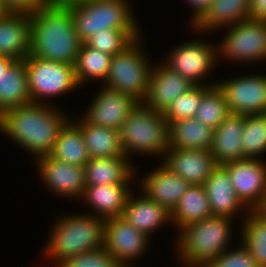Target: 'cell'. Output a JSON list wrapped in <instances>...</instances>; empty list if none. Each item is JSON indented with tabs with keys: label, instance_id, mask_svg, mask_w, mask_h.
Instances as JSON below:
<instances>
[{
	"label": "cell",
	"instance_id": "obj_16",
	"mask_svg": "<svg viewBox=\"0 0 266 267\" xmlns=\"http://www.w3.org/2000/svg\"><path fill=\"white\" fill-rule=\"evenodd\" d=\"M163 163L190 185H204L218 166L210 150L168 148Z\"/></svg>",
	"mask_w": 266,
	"mask_h": 267
},
{
	"label": "cell",
	"instance_id": "obj_7",
	"mask_svg": "<svg viewBox=\"0 0 266 267\" xmlns=\"http://www.w3.org/2000/svg\"><path fill=\"white\" fill-rule=\"evenodd\" d=\"M136 38L124 50L112 56L110 69L103 86L134 97L140 103L149 90L151 71L154 66ZM142 48V49H141Z\"/></svg>",
	"mask_w": 266,
	"mask_h": 267
},
{
	"label": "cell",
	"instance_id": "obj_15",
	"mask_svg": "<svg viewBox=\"0 0 266 267\" xmlns=\"http://www.w3.org/2000/svg\"><path fill=\"white\" fill-rule=\"evenodd\" d=\"M103 87L83 117L91 124L119 131L140 102L132 96Z\"/></svg>",
	"mask_w": 266,
	"mask_h": 267
},
{
	"label": "cell",
	"instance_id": "obj_35",
	"mask_svg": "<svg viewBox=\"0 0 266 267\" xmlns=\"http://www.w3.org/2000/svg\"><path fill=\"white\" fill-rule=\"evenodd\" d=\"M140 30L105 29L95 33L84 42L89 47L114 56L124 50L136 38H140Z\"/></svg>",
	"mask_w": 266,
	"mask_h": 267
},
{
	"label": "cell",
	"instance_id": "obj_17",
	"mask_svg": "<svg viewBox=\"0 0 266 267\" xmlns=\"http://www.w3.org/2000/svg\"><path fill=\"white\" fill-rule=\"evenodd\" d=\"M194 86L190 80L170 70L163 62L152 68L149 90L142 103L148 108L164 113L179 95Z\"/></svg>",
	"mask_w": 266,
	"mask_h": 267
},
{
	"label": "cell",
	"instance_id": "obj_37",
	"mask_svg": "<svg viewBox=\"0 0 266 267\" xmlns=\"http://www.w3.org/2000/svg\"><path fill=\"white\" fill-rule=\"evenodd\" d=\"M57 267H121V263L102 247L98 250L71 256Z\"/></svg>",
	"mask_w": 266,
	"mask_h": 267
},
{
	"label": "cell",
	"instance_id": "obj_3",
	"mask_svg": "<svg viewBox=\"0 0 266 267\" xmlns=\"http://www.w3.org/2000/svg\"><path fill=\"white\" fill-rule=\"evenodd\" d=\"M55 221L43 251L47 259L56 261L55 267L71 256L104 247L105 219L82 213Z\"/></svg>",
	"mask_w": 266,
	"mask_h": 267
},
{
	"label": "cell",
	"instance_id": "obj_6",
	"mask_svg": "<svg viewBox=\"0 0 266 267\" xmlns=\"http://www.w3.org/2000/svg\"><path fill=\"white\" fill-rule=\"evenodd\" d=\"M129 4L126 0H84L67 7L84 43L100 30H139Z\"/></svg>",
	"mask_w": 266,
	"mask_h": 267
},
{
	"label": "cell",
	"instance_id": "obj_10",
	"mask_svg": "<svg viewBox=\"0 0 266 267\" xmlns=\"http://www.w3.org/2000/svg\"><path fill=\"white\" fill-rule=\"evenodd\" d=\"M183 43L171 51L164 65L193 84L204 85L202 79H206L218 61L217 47L199 39Z\"/></svg>",
	"mask_w": 266,
	"mask_h": 267
},
{
	"label": "cell",
	"instance_id": "obj_25",
	"mask_svg": "<svg viewBox=\"0 0 266 267\" xmlns=\"http://www.w3.org/2000/svg\"><path fill=\"white\" fill-rule=\"evenodd\" d=\"M130 163L127 156L90 158L84 167L86 186L131 183L136 171Z\"/></svg>",
	"mask_w": 266,
	"mask_h": 267
},
{
	"label": "cell",
	"instance_id": "obj_13",
	"mask_svg": "<svg viewBox=\"0 0 266 267\" xmlns=\"http://www.w3.org/2000/svg\"><path fill=\"white\" fill-rule=\"evenodd\" d=\"M39 177L52 192L68 199H82L86 187L85 168L56 160L49 155L35 158Z\"/></svg>",
	"mask_w": 266,
	"mask_h": 267
},
{
	"label": "cell",
	"instance_id": "obj_31",
	"mask_svg": "<svg viewBox=\"0 0 266 267\" xmlns=\"http://www.w3.org/2000/svg\"><path fill=\"white\" fill-rule=\"evenodd\" d=\"M242 240L259 267H266V218L257 210L244 214Z\"/></svg>",
	"mask_w": 266,
	"mask_h": 267
},
{
	"label": "cell",
	"instance_id": "obj_21",
	"mask_svg": "<svg viewBox=\"0 0 266 267\" xmlns=\"http://www.w3.org/2000/svg\"><path fill=\"white\" fill-rule=\"evenodd\" d=\"M244 115L229 114L213 132L210 153L218 165L243 159Z\"/></svg>",
	"mask_w": 266,
	"mask_h": 267
},
{
	"label": "cell",
	"instance_id": "obj_34",
	"mask_svg": "<svg viewBox=\"0 0 266 267\" xmlns=\"http://www.w3.org/2000/svg\"><path fill=\"white\" fill-rule=\"evenodd\" d=\"M243 159H258L266 151V113L244 115Z\"/></svg>",
	"mask_w": 266,
	"mask_h": 267
},
{
	"label": "cell",
	"instance_id": "obj_19",
	"mask_svg": "<svg viewBox=\"0 0 266 267\" xmlns=\"http://www.w3.org/2000/svg\"><path fill=\"white\" fill-rule=\"evenodd\" d=\"M252 0H212L209 8L194 23L193 31L205 32L232 26L252 17ZM196 29V30H195Z\"/></svg>",
	"mask_w": 266,
	"mask_h": 267
},
{
	"label": "cell",
	"instance_id": "obj_36",
	"mask_svg": "<svg viewBox=\"0 0 266 267\" xmlns=\"http://www.w3.org/2000/svg\"><path fill=\"white\" fill-rule=\"evenodd\" d=\"M202 100V85H195L179 95L163 113L168 124L184 118H194Z\"/></svg>",
	"mask_w": 266,
	"mask_h": 267
},
{
	"label": "cell",
	"instance_id": "obj_46",
	"mask_svg": "<svg viewBox=\"0 0 266 267\" xmlns=\"http://www.w3.org/2000/svg\"><path fill=\"white\" fill-rule=\"evenodd\" d=\"M130 265L132 266V264H121V267H131Z\"/></svg>",
	"mask_w": 266,
	"mask_h": 267
},
{
	"label": "cell",
	"instance_id": "obj_44",
	"mask_svg": "<svg viewBox=\"0 0 266 267\" xmlns=\"http://www.w3.org/2000/svg\"><path fill=\"white\" fill-rule=\"evenodd\" d=\"M10 13L7 11V8L4 4V0H0V18L8 16Z\"/></svg>",
	"mask_w": 266,
	"mask_h": 267
},
{
	"label": "cell",
	"instance_id": "obj_40",
	"mask_svg": "<svg viewBox=\"0 0 266 267\" xmlns=\"http://www.w3.org/2000/svg\"><path fill=\"white\" fill-rule=\"evenodd\" d=\"M190 4L193 8V13L191 18V22L189 24H194L203 14L204 12L209 8L210 4L212 3V0H185Z\"/></svg>",
	"mask_w": 266,
	"mask_h": 267
},
{
	"label": "cell",
	"instance_id": "obj_45",
	"mask_svg": "<svg viewBox=\"0 0 266 267\" xmlns=\"http://www.w3.org/2000/svg\"><path fill=\"white\" fill-rule=\"evenodd\" d=\"M257 211L266 218V197L264 198L261 206L257 209Z\"/></svg>",
	"mask_w": 266,
	"mask_h": 267
},
{
	"label": "cell",
	"instance_id": "obj_29",
	"mask_svg": "<svg viewBox=\"0 0 266 267\" xmlns=\"http://www.w3.org/2000/svg\"><path fill=\"white\" fill-rule=\"evenodd\" d=\"M213 216L203 185H190L171 212V223L181 228ZM175 222V223H174Z\"/></svg>",
	"mask_w": 266,
	"mask_h": 267
},
{
	"label": "cell",
	"instance_id": "obj_2",
	"mask_svg": "<svg viewBox=\"0 0 266 267\" xmlns=\"http://www.w3.org/2000/svg\"><path fill=\"white\" fill-rule=\"evenodd\" d=\"M82 44L68 7L44 5L31 16L29 55L74 65Z\"/></svg>",
	"mask_w": 266,
	"mask_h": 267
},
{
	"label": "cell",
	"instance_id": "obj_23",
	"mask_svg": "<svg viewBox=\"0 0 266 267\" xmlns=\"http://www.w3.org/2000/svg\"><path fill=\"white\" fill-rule=\"evenodd\" d=\"M31 16L9 14L0 18V54L24 60L30 52Z\"/></svg>",
	"mask_w": 266,
	"mask_h": 267
},
{
	"label": "cell",
	"instance_id": "obj_9",
	"mask_svg": "<svg viewBox=\"0 0 266 267\" xmlns=\"http://www.w3.org/2000/svg\"><path fill=\"white\" fill-rule=\"evenodd\" d=\"M227 29L228 33L217 47L219 59L224 57L241 63L266 60V20L251 17Z\"/></svg>",
	"mask_w": 266,
	"mask_h": 267
},
{
	"label": "cell",
	"instance_id": "obj_14",
	"mask_svg": "<svg viewBox=\"0 0 266 267\" xmlns=\"http://www.w3.org/2000/svg\"><path fill=\"white\" fill-rule=\"evenodd\" d=\"M148 238L122 216L105 219L104 248L121 264H130L145 254Z\"/></svg>",
	"mask_w": 266,
	"mask_h": 267
},
{
	"label": "cell",
	"instance_id": "obj_38",
	"mask_svg": "<svg viewBox=\"0 0 266 267\" xmlns=\"http://www.w3.org/2000/svg\"><path fill=\"white\" fill-rule=\"evenodd\" d=\"M241 245L233 250L227 249L206 267H259L249 251Z\"/></svg>",
	"mask_w": 266,
	"mask_h": 267
},
{
	"label": "cell",
	"instance_id": "obj_30",
	"mask_svg": "<svg viewBox=\"0 0 266 267\" xmlns=\"http://www.w3.org/2000/svg\"><path fill=\"white\" fill-rule=\"evenodd\" d=\"M49 156L80 167L90 160L81 130L71 119L60 130Z\"/></svg>",
	"mask_w": 266,
	"mask_h": 267
},
{
	"label": "cell",
	"instance_id": "obj_28",
	"mask_svg": "<svg viewBox=\"0 0 266 267\" xmlns=\"http://www.w3.org/2000/svg\"><path fill=\"white\" fill-rule=\"evenodd\" d=\"M74 123L81 130L90 158L125 156L118 130L91 124L84 117Z\"/></svg>",
	"mask_w": 266,
	"mask_h": 267
},
{
	"label": "cell",
	"instance_id": "obj_43",
	"mask_svg": "<svg viewBox=\"0 0 266 267\" xmlns=\"http://www.w3.org/2000/svg\"><path fill=\"white\" fill-rule=\"evenodd\" d=\"M15 61L14 58L0 54V75L3 74Z\"/></svg>",
	"mask_w": 266,
	"mask_h": 267
},
{
	"label": "cell",
	"instance_id": "obj_4",
	"mask_svg": "<svg viewBox=\"0 0 266 267\" xmlns=\"http://www.w3.org/2000/svg\"><path fill=\"white\" fill-rule=\"evenodd\" d=\"M233 218L211 216L180 229L177 256L186 267H206L231 242ZM228 246V247H227Z\"/></svg>",
	"mask_w": 266,
	"mask_h": 267
},
{
	"label": "cell",
	"instance_id": "obj_33",
	"mask_svg": "<svg viewBox=\"0 0 266 267\" xmlns=\"http://www.w3.org/2000/svg\"><path fill=\"white\" fill-rule=\"evenodd\" d=\"M211 83L202 85V100L194 118L215 130L231 112L217 82Z\"/></svg>",
	"mask_w": 266,
	"mask_h": 267
},
{
	"label": "cell",
	"instance_id": "obj_27",
	"mask_svg": "<svg viewBox=\"0 0 266 267\" xmlns=\"http://www.w3.org/2000/svg\"><path fill=\"white\" fill-rule=\"evenodd\" d=\"M32 102L24 60H15L0 75V115L13 107Z\"/></svg>",
	"mask_w": 266,
	"mask_h": 267
},
{
	"label": "cell",
	"instance_id": "obj_5",
	"mask_svg": "<svg viewBox=\"0 0 266 267\" xmlns=\"http://www.w3.org/2000/svg\"><path fill=\"white\" fill-rule=\"evenodd\" d=\"M168 132V121L164 114L139 103L119 130L125 156L137 153L164 157L169 147Z\"/></svg>",
	"mask_w": 266,
	"mask_h": 267
},
{
	"label": "cell",
	"instance_id": "obj_1",
	"mask_svg": "<svg viewBox=\"0 0 266 267\" xmlns=\"http://www.w3.org/2000/svg\"><path fill=\"white\" fill-rule=\"evenodd\" d=\"M69 120L66 113L48 103L30 102L4 111L0 131L38 158L49 155Z\"/></svg>",
	"mask_w": 266,
	"mask_h": 267
},
{
	"label": "cell",
	"instance_id": "obj_22",
	"mask_svg": "<svg viewBox=\"0 0 266 267\" xmlns=\"http://www.w3.org/2000/svg\"><path fill=\"white\" fill-rule=\"evenodd\" d=\"M133 195L131 192L121 216L138 231L150 237L161 225L171 222V213L165 207L143 193L136 198Z\"/></svg>",
	"mask_w": 266,
	"mask_h": 267
},
{
	"label": "cell",
	"instance_id": "obj_41",
	"mask_svg": "<svg viewBox=\"0 0 266 267\" xmlns=\"http://www.w3.org/2000/svg\"><path fill=\"white\" fill-rule=\"evenodd\" d=\"M252 17L266 20V0H252Z\"/></svg>",
	"mask_w": 266,
	"mask_h": 267
},
{
	"label": "cell",
	"instance_id": "obj_12",
	"mask_svg": "<svg viewBox=\"0 0 266 267\" xmlns=\"http://www.w3.org/2000/svg\"><path fill=\"white\" fill-rule=\"evenodd\" d=\"M217 82L233 114L266 113V75L252 74Z\"/></svg>",
	"mask_w": 266,
	"mask_h": 267
},
{
	"label": "cell",
	"instance_id": "obj_26",
	"mask_svg": "<svg viewBox=\"0 0 266 267\" xmlns=\"http://www.w3.org/2000/svg\"><path fill=\"white\" fill-rule=\"evenodd\" d=\"M169 147L174 149L210 150L214 129L195 118H184L168 124Z\"/></svg>",
	"mask_w": 266,
	"mask_h": 267
},
{
	"label": "cell",
	"instance_id": "obj_24",
	"mask_svg": "<svg viewBox=\"0 0 266 267\" xmlns=\"http://www.w3.org/2000/svg\"><path fill=\"white\" fill-rule=\"evenodd\" d=\"M130 183L114 185H87L82 200L93 207L96 213L92 215L108 219L122 215L127 199L132 189ZM84 198V199H83ZM96 214V215H95Z\"/></svg>",
	"mask_w": 266,
	"mask_h": 267
},
{
	"label": "cell",
	"instance_id": "obj_39",
	"mask_svg": "<svg viewBox=\"0 0 266 267\" xmlns=\"http://www.w3.org/2000/svg\"><path fill=\"white\" fill-rule=\"evenodd\" d=\"M10 14H25L32 16L45 4L44 0H4Z\"/></svg>",
	"mask_w": 266,
	"mask_h": 267
},
{
	"label": "cell",
	"instance_id": "obj_11",
	"mask_svg": "<svg viewBox=\"0 0 266 267\" xmlns=\"http://www.w3.org/2000/svg\"><path fill=\"white\" fill-rule=\"evenodd\" d=\"M228 173L238 199L248 210H257L266 197V163L245 158L221 165Z\"/></svg>",
	"mask_w": 266,
	"mask_h": 267
},
{
	"label": "cell",
	"instance_id": "obj_18",
	"mask_svg": "<svg viewBox=\"0 0 266 267\" xmlns=\"http://www.w3.org/2000/svg\"><path fill=\"white\" fill-rule=\"evenodd\" d=\"M141 181V193L165 207L170 213L190 187L186 180L176 175L163 163L145 175Z\"/></svg>",
	"mask_w": 266,
	"mask_h": 267
},
{
	"label": "cell",
	"instance_id": "obj_42",
	"mask_svg": "<svg viewBox=\"0 0 266 267\" xmlns=\"http://www.w3.org/2000/svg\"><path fill=\"white\" fill-rule=\"evenodd\" d=\"M84 0H44L46 6H62L67 7L75 3H81Z\"/></svg>",
	"mask_w": 266,
	"mask_h": 267
},
{
	"label": "cell",
	"instance_id": "obj_8",
	"mask_svg": "<svg viewBox=\"0 0 266 267\" xmlns=\"http://www.w3.org/2000/svg\"><path fill=\"white\" fill-rule=\"evenodd\" d=\"M24 63L32 102L46 104L45 99L57 98V95L68 94L80 87L72 64L48 61L31 55L24 59Z\"/></svg>",
	"mask_w": 266,
	"mask_h": 267
},
{
	"label": "cell",
	"instance_id": "obj_20",
	"mask_svg": "<svg viewBox=\"0 0 266 267\" xmlns=\"http://www.w3.org/2000/svg\"><path fill=\"white\" fill-rule=\"evenodd\" d=\"M213 216H233L240 210H249L238 199L227 171L218 165L204 183ZM243 208V209H241Z\"/></svg>",
	"mask_w": 266,
	"mask_h": 267
},
{
	"label": "cell",
	"instance_id": "obj_32",
	"mask_svg": "<svg viewBox=\"0 0 266 267\" xmlns=\"http://www.w3.org/2000/svg\"><path fill=\"white\" fill-rule=\"evenodd\" d=\"M111 60V55L89 48L83 43L74 64L79 86L89 79L101 80L104 83L109 73Z\"/></svg>",
	"mask_w": 266,
	"mask_h": 267
}]
</instances>
